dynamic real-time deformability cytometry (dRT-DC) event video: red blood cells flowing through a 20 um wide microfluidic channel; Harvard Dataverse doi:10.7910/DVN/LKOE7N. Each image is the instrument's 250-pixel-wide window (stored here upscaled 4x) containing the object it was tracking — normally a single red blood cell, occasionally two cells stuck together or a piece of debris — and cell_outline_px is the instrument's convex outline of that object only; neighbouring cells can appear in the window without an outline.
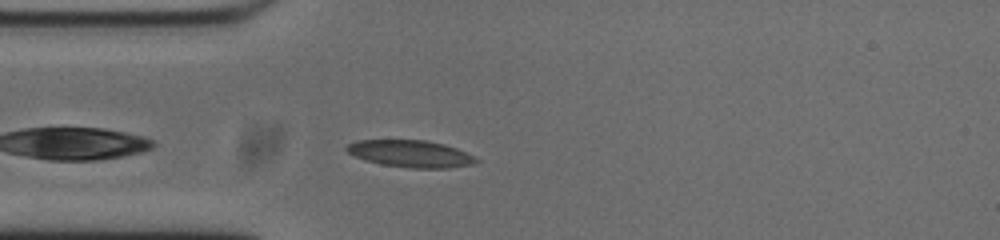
{"species": "common noctule bat (a hibernating species)", "species_latin": "Nyctalus noctula", "temperature_condition": "cold", "stored_images_in_passage": 38, "camera_frame_rate_fps": 3000, "um_per_image_px": 0.085, "animal": {"sex": "male", "body_mass_g": 20.0, "forearm_length_mm": 53.3}, "frame": {"image": 1, "passage_image": 3, "time_ms": 0.667, "image_size_px": [1000, 240], "cell_outline_px": [[480, 160], [472, 164], [448, 168], [412, 168], [380, 164], [364, 160], [348, 152], [344, 148], [348, 144], [356, 140], [428, 140], [444, 144], [456, 148]], "centroid_in_image_um": [34.87, 13.06], "position_along_channel_um": 50.1, "area_um2": 20.29}}
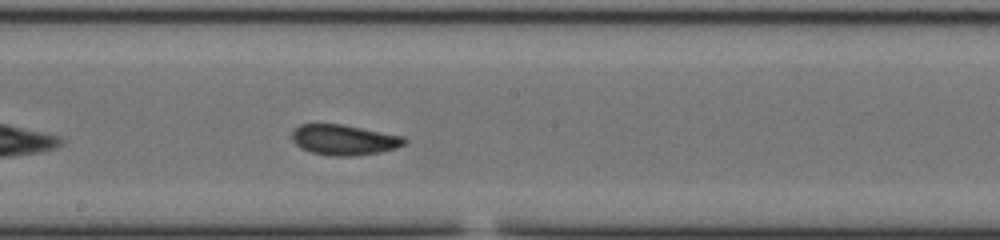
{"frame": {"image": 2, "passage_image": 17, "time_ms": 5.333, "image_size_px": [1000, 240], "cell_outline_px": [[408, 140], [404, 144], [396, 148], [380, 152], [356, 156], [332, 156], [312, 152], [300, 148], [292, 140], [292, 132], [300, 124], [340, 124], [404, 136]], "centroid_in_image_um": [29.25, 11.89], "position_along_channel_um": 218.9, "area_um2": 19.88}}
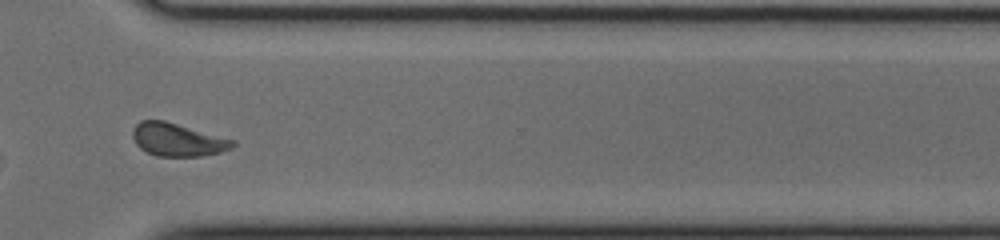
{"frame": {"image": 3, "passage_image": 28, "time_ms": 9.0, "image_size_px": [1000, 240], "cell_outline_px": [[236, 144], [232, 148], [220, 152], [204, 156], [156, 156], [140, 148], [136, 144], [132, 136], [132, 128], [140, 120], [164, 120], [236, 140]], "centroid_in_image_um": [15.1, 11.87], "position_along_channel_um": 355.5, "area_um2": 19.36}, "authors_computed_cell_mechanics": {"area_um2": 20.0855, "velocity_mm_per_s": 3.7181, "shape_relaxation_time_tau1_ms": 4.3823, "shape_relaxation_time_tau2_ms": 1.5396, "deformation_change_tau1": 0.0976, "deformation_change_tau2": 0.0701}}